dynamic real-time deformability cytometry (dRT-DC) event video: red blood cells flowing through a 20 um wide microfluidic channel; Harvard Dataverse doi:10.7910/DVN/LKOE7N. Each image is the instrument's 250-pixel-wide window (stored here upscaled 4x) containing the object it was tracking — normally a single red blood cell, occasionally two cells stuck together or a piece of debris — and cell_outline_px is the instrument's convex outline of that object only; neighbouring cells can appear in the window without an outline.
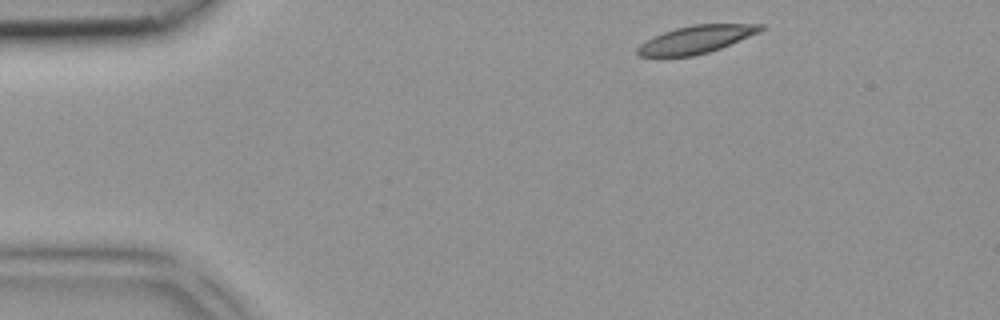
{"species": "common noctule bat (a hibernating species)", "species_latin": "Nyctalus noctula", "temperature_condition": "room temperature", "stored_images_in_passage": 3, "camera_frame_rate_fps": 3000, "um_per_image_px": 0.085, "animal": {"sex": "female", "body_mass_g": 18.4}, "frame": {"image": 1, "passage_image": 1, "time_ms": 0.0, "image_size_px": [1000, 320], "cell_outline_px": [[764, 28], [760, 32], [720, 48], [708, 52], [692, 56], [660, 60], [640, 56], [636, 52], [636, 48], [644, 40], [652, 36], [676, 28], [692, 24], [764, 24]], "centroid_in_image_um": [59.05, 3.4], "position_along_channel_um": 26.0, "area_um2": 20.58}}